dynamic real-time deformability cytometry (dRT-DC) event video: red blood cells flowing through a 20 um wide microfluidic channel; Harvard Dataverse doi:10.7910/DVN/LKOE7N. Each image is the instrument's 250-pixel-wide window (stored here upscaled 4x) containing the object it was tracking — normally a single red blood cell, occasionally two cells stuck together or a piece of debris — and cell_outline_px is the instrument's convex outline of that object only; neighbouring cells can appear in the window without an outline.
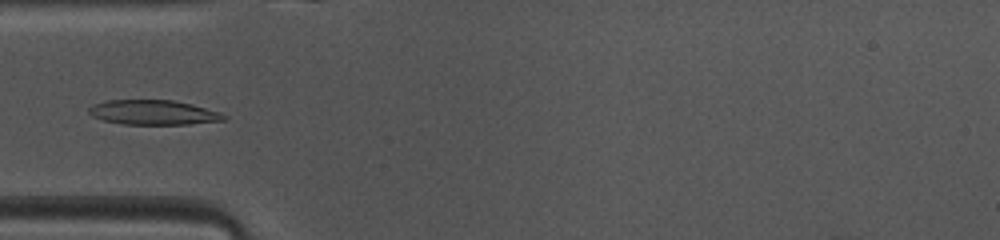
{"species": "common noctule bat (a hibernating species)", "species_latin": "Nyctalus noctula", "temperature_condition": "warm", "stored_images_in_passage": 41, "camera_frame_rate_fps": 3000, "um_per_image_px": 0.085, "animal": {"sex": "female", "body_mass_g": 10.0, "forearm_length_mm": 53.1}, "frame": {"image": 1, "passage_image": 8, "time_ms": 2.333, "image_size_px": [1000, 240], "cell_outline_px": [[228, 120], [188, 124], [124, 124], [104, 120], [92, 116], [88, 112], [88, 108], [92, 104], [108, 100], [172, 100], [192, 104], [220, 112], [228, 116]], "centroid_in_image_um": [13.06, 9.55], "position_along_channel_um": 71.9, "area_um2": 19.48}}
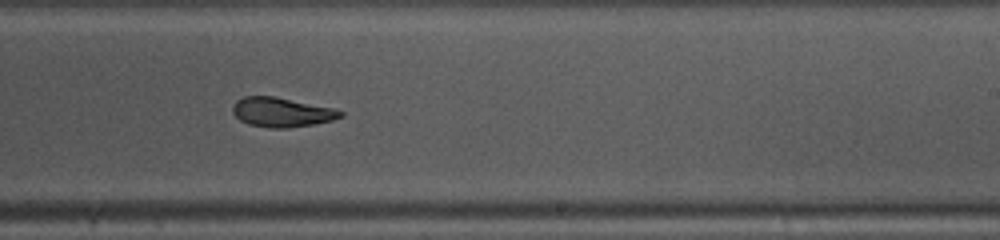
{"frame": {"image": 2, "passage_image": 22, "time_ms": 7.0, "image_size_px": [1000, 240], "cell_outline_px": [[344, 116], [332, 120], [312, 124], [288, 128], [268, 128], [248, 124], [240, 120], [232, 112], [232, 104], [236, 100], [244, 96], [276, 96], [332, 108], [344, 112]], "centroid_in_image_um": [23.9, 9.53], "position_along_channel_um": 265.1, "area_um2": 18.55}}
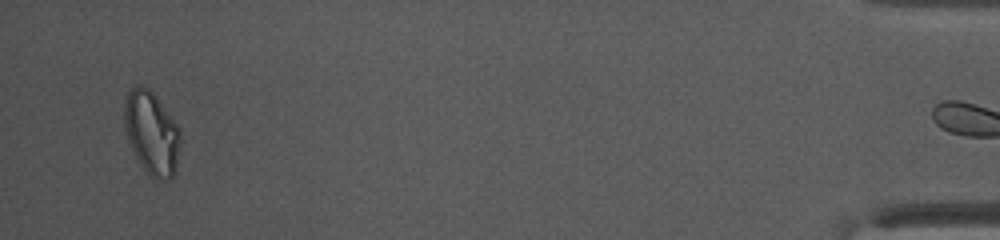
{"frame": {"image": 3, "passage_image": 40, "time_ms": 13.0, "image_size_px": [1000, 240], "cell_outline_px": [[180, 144], [176, 172], [168, 180], [156, 180], [144, 168], [136, 156], [128, 140], [124, 124], [124, 100], [128, 92], [132, 88], [140, 84], [148, 88], [152, 92], [176, 124], [180, 132]], "centroid_in_image_um": [12.89, 11.31], "position_along_channel_um": 422.3, "area_um2": 26.82}, "authors_computed_cell_mechanics": {"area_um2": 19.4786, "velocity_mm_per_s": 4.1054, "shape_relaxation_time_tau1_ms": 4.0951, "shape_relaxation_time_tau2_ms": 2.0221, "deformation_change_tau1": 0.1629, "deformation_change_tau2": 0.0797}}